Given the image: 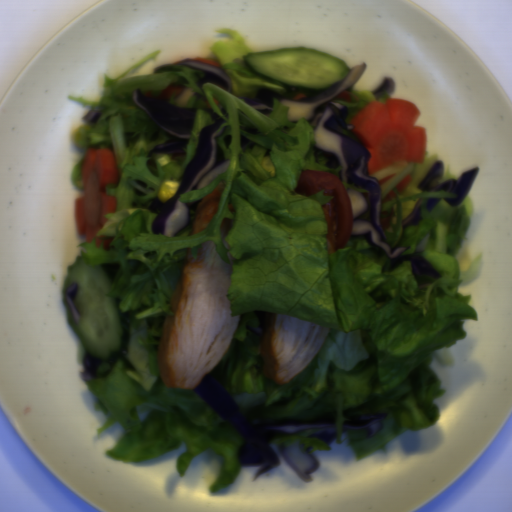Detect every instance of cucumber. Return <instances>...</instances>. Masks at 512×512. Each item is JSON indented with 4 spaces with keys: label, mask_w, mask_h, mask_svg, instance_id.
<instances>
[{
    "label": "cucumber",
    "mask_w": 512,
    "mask_h": 512,
    "mask_svg": "<svg viewBox=\"0 0 512 512\" xmlns=\"http://www.w3.org/2000/svg\"><path fill=\"white\" fill-rule=\"evenodd\" d=\"M241 60L272 81L316 92L339 84L350 72L340 58L311 47L251 52L242 55Z\"/></svg>",
    "instance_id": "586b57bf"
},
{
    "label": "cucumber",
    "mask_w": 512,
    "mask_h": 512,
    "mask_svg": "<svg viewBox=\"0 0 512 512\" xmlns=\"http://www.w3.org/2000/svg\"><path fill=\"white\" fill-rule=\"evenodd\" d=\"M78 282L80 289L74 298L81 318L73 322L64 300L65 290ZM113 284L100 265H89L86 257L79 255L67 266L61 290L67 321L84 348L95 358L107 361L126 355L130 339L128 314L120 308V299L108 296Z\"/></svg>",
    "instance_id": "8b760119"
}]
</instances>
